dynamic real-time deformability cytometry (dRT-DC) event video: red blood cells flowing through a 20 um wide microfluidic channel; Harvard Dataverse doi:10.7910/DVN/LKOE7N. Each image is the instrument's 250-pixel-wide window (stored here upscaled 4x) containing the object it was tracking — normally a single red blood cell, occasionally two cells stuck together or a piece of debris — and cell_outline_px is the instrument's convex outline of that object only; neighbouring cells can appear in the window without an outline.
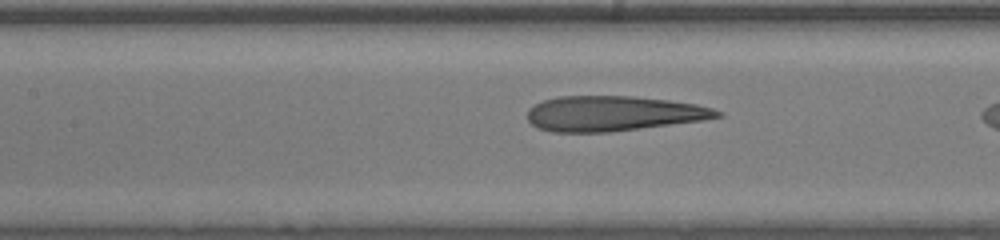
{"species": "human", "species_latin": "Homo sapiens", "temperature_condition": "room temperature", "stored_images_in_passage": 27, "camera_frame_rate_fps": 3000, "um_per_image_px": 0.085, "donor": {"sex": "male"}, "frame": {"image": 1, "passage_image": 10, "time_ms": 3.0, "image_size_px": [1000, 240], "cell_outline_px": [[724, 116], [704, 120], [608, 132], [552, 132], [540, 128], [532, 124], [528, 120], [528, 108], [544, 100], [560, 96], [632, 96], [668, 100], [696, 104], [712, 108], [724, 112]], "centroid_in_image_um": [52.15, 9.64], "position_along_channel_um": 155.3, "area_um2": 38.73}}
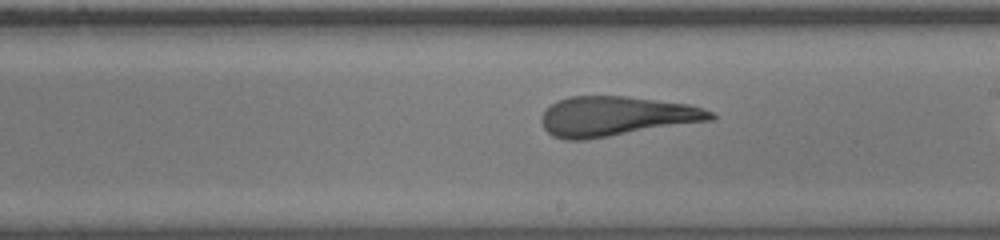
{"frame": {"image": 2, "passage_image": 16, "time_ms": 5.0, "image_size_px": [1000, 240], "cell_outline_px": [[716, 116], [712, 120], [584, 140], [564, 140], [552, 136], [544, 128], [540, 120], [544, 112], [556, 100], [568, 96], [624, 96], [688, 104], [712, 112]], "centroid_in_image_um": [52.32, 9.88], "position_along_channel_um": 236.7, "area_um2": 38.9}}
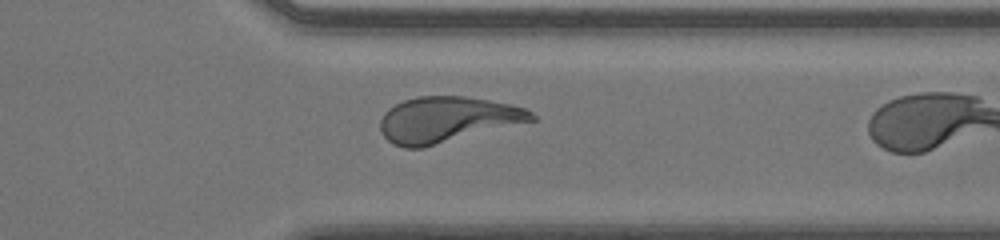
{"frame": {"image": 3, "passage_image": 26, "time_ms": 8.333, "image_size_px": [1000, 240], "cell_outline_px": [[536, 120], [424, 148], [404, 148], [392, 144], [380, 132], [380, 120], [384, 112], [388, 108], [404, 100], [416, 96], [464, 96], [512, 104], [524, 108], [532, 112], [536, 116]], "centroid_in_image_um": [37.99, 10.17], "position_along_channel_um": 373.4, "area_um2": 40.58}}